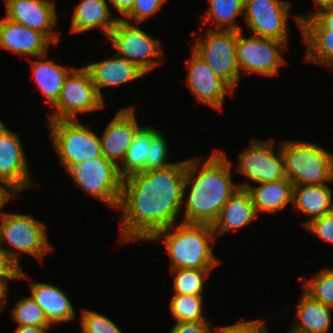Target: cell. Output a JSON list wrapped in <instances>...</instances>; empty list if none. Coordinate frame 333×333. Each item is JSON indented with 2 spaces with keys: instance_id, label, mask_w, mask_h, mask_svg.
Returning a JSON list of instances; mask_svg holds the SVG:
<instances>
[{
  "instance_id": "cell-1",
  "label": "cell",
  "mask_w": 333,
  "mask_h": 333,
  "mask_svg": "<svg viewBox=\"0 0 333 333\" xmlns=\"http://www.w3.org/2000/svg\"><path fill=\"white\" fill-rule=\"evenodd\" d=\"M187 160L162 169L145 170L123 179L118 209L121 210V240H148L175 225L182 209Z\"/></svg>"
},
{
  "instance_id": "cell-2",
  "label": "cell",
  "mask_w": 333,
  "mask_h": 333,
  "mask_svg": "<svg viewBox=\"0 0 333 333\" xmlns=\"http://www.w3.org/2000/svg\"><path fill=\"white\" fill-rule=\"evenodd\" d=\"M231 166L226 154L220 150H215L205 162L202 158L187 159L182 199L186 210L182 222L215 223L225 203L239 189V185L233 183ZM188 186L191 188L186 199Z\"/></svg>"
},
{
  "instance_id": "cell-3",
  "label": "cell",
  "mask_w": 333,
  "mask_h": 333,
  "mask_svg": "<svg viewBox=\"0 0 333 333\" xmlns=\"http://www.w3.org/2000/svg\"><path fill=\"white\" fill-rule=\"evenodd\" d=\"M215 237L212 225L181 222L157 232L150 240L163 238L171 269H214L220 263L210 246Z\"/></svg>"
},
{
  "instance_id": "cell-4",
  "label": "cell",
  "mask_w": 333,
  "mask_h": 333,
  "mask_svg": "<svg viewBox=\"0 0 333 333\" xmlns=\"http://www.w3.org/2000/svg\"><path fill=\"white\" fill-rule=\"evenodd\" d=\"M286 177L296 185L333 182V154L319 145L298 140L280 143Z\"/></svg>"
},
{
  "instance_id": "cell-5",
  "label": "cell",
  "mask_w": 333,
  "mask_h": 333,
  "mask_svg": "<svg viewBox=\"0 0 333 333\" xmlns=\"http://www.w3.org/2000/svg\"><path fill=\"white\" fill-rule=\"evenodd\" d=\"M79 121L48 122L54 148L66 171L73 165L102 156L100 137Z\"/></svg>"
},
{
  "instance_id": "cell-6",
  "label": "cell",
  "mask_w": 333,
  "mask_h": 333,
  "mask_svg": "<svg viewBox=\"0 0 333 333\" xmlns=\"http://www.w3.org/2000/svg\"><path fill=\"white\" fill-rule=\"evenodd\" d=\"M0 244H10L16 251L5 248L7 254L19 265L22 252L38 258L52 250L48 243L45 225L31 215L2 212L0 210Z\"/></svg>"
},
{
  "instance_id": "cell-7",
  "label": "cell",
  "mask_w": 333,
  "mask_h": 333,
  "mask_svg": "<svg viewBox=\"0 0 333 333\" xmlns=\"http://www.w3.org/2000/svg\"><path fill=\"white\" fill-rule=\"evenodd\" d=\"M67 172L87 194L118 209L123 178L119 167L103 155L71 166Z\"/></svg>"
},
{
  "instance_id": "cell-8",
  "label": "cell",
  "mask_w": 333,
  "mask_h": 333,
  "mask_svg": "<svg viewBox=\"0 0 333 333\" xmlns=\"http://www.w3.org/2000/svg\"><path fill=\"white\" fill-rule=\"evenodd\" d=\"M104 100L97 93L88 69H72L66 76L49 121L78 120L76 113L102 109Z\"/></svg>"
},
{
  "instance_id": "cell-9",
  "label": "cell",
  "mask_w": 333,
  "mask_h": 333,
  "mask_svg": "<svg viewBox=\"0 0 333 333\" xmlns=\"http://www.w3.org/2000/svg\"><path fill=\"white\" fill-rule=\"evenodd\" d=\"M202 39L201 36L196 39L192 50L208 64L217 77L235 91L241 78L236 55V31L209 27L205 40Z\"/></svg>"
},
{
  "instance_id": "cell-10",
  "label": "cell",
  "mask_w": 333,
  "mask_h": 333,
  "mask_svg": "<svg viewBox=\"0 0 333 333\" xmlns=\"http://www.w3.org/2000/svg\"><path fill=\"white\" fill-rule=\"evenodd\" d=\"M137 25L118 19L107 39L116 49L115 55L132 62L147 75L160 63L152 58H162L163 52L161 43Z\"/></svg>"
},
{
  "instance_id": "cell-11",
  "label": "cell",
  "mask_w": 333,
  "mask_h": 333,
  "mask_svg": "<svg viewBox=\"0 0 333 333\" xmlns=\"http://www.w3.org/2000/svg\"><path fill=\"white\" fill-rule=\"evenodd\" d=\"M287 44L256 35L246 38L242 36L241 30L236 31V55L240 73L255 72L269 77L278 75L279 67L287 64L281 55Z\"/></svg>"
},
{
  "instance_id": "cell-12",
  "label": "cell",
  "mask_w": 333,
  "mask_h": 333,
  "mask_svg": "<svg viewBox=\"0 0 333 333\" xmlns=\"http://www.w3.org/2000/svg\"><path fill=\"white\" fill-rule=\"evenodd\" d=\"M290 8L283 0H244V21L253 35L287 43Z\"/></svg>"
},
{
  "instance_id": "cell-13",
  "label": "cell",
  "mask_w": 333,
  "mask_h": 333,
  "mask_svg": "<svg viewBox=\"0 0 333 333\" xmlns=\"http://www.w3.org/2000/svg\"><path fill=\"white\" fill-rule=\"evenodd\" d=\"M273 140H253L239 154L237 171L256 183H268L287 178L281 148L275 153ZM277 155V156H276Z\"/></svg>"
},
{
  "instance_id": "cell-14",
  "label": "cell",
  "mask_w": 333,
  "mask_h": 333,
  "mask_svg": "<svg viewBox=\"0 0 333 333\" xmlns=\"http://www.w3.org/2000/svg\"><path fill=\"white\" fill-rule=\"evenodd\" d=\"M0 183L13 196L34 184L19 135L8 130L1 121Z\"/></svg>"
},
{
  "instance_id": "cell-15",
  "label": "cell",
  "mask_w": 333,
  "mask_h": 333,
  "mask_svg": "<svg viewBox=\"0 0 333 333\" xmlns=\"http://www.w3.org/2000/svg\"><path fill=\"white\" fill-rule=\"evenodd\" d=\"M191 54V57L185 60L189 67L187 86L199 102L222 112L225 95L233 96L234 90L217 77L208 64L193 50Z\"/></svg>"
},
{
  "instance_id": "cell-16",
  "label": "cell",
  "mask_w": 333,
  "mask_h": 333,
  "mask_svg": "<svg viewBox=\"0 0 333 333\" xmlns=\"http://www.w3.org/2000/svg\"><path fill=\"white\" fill-rule=\"evenodd\" d=\"M5 6V18L45 34L53 44L59 42L60 32L53 30L57 22L53 2L49 0H8Z\"/></svg>"
},
{
  "instance_id": "cell-17",
  "label": "cell",
  "mask_w": 333,
  "mask_h": 333,
  "mask_svg": "<svg viewBox=\"0 0 333 333\" xmlns=\"http://www.w3.org/2000/svg\"><path fill=\"white\" fill-rule=\"evenodd\" d=\"M134 111V107H129L117 112L100 137L102 155L117 166L120 161L122 164L128 148L143 127L138 125Z\"/></svg>"
},
{
  "instance_id": "cell-18",
  "label": "cell",
  "mask_w": 333,
  "mask_h": 333,
  "mask_svg": "<svg viewBox=\"0 0 333 333\" xmlns=\"http://www.w3.org/2000/svg\"><path fill=\"white\" fill-rule=\"evenodd\" d=\"M51 42L41 32L10 21L5 17L0 20V47L3 49L44 60L48 56Z\"/></svg>"
},
{
  "instance_id": "cell-19",
  "label": "cell",
  "mask_w": 333,
  "mask_h": 333,
  "mask_svg": "<svg viewBox=\"0 0 333 333\" xmlns=\"http://www.w3.org/2000/svg\"><path fill=\"white\" fill-rule=\"evenodd\" d=\"M113 57L101 62L94 61L85 65L91 75L97 93L103 100L102 87L121 85L146 76L132 62L115 54Z\"/></svg>"
},
{
  "instance_id": "cell-20",
  "label": "cell",
  "mask_w": 333,
  "mask_h": 333,
  "mask_svg": "<svg viewBox=\"0 0 333 333\" xmlns=\"http://www.w3.org/2000/svg\"><path fill=\"white\" fill-rule=\"evenodd\" d=\"M258 213L247 189H237L223 206L218 219L212 225L215 235L225 234L247 226Z\"/></svg>"
},
{
  "instance_id": "cell-21",
  "label": "cell",
  "mask_w": 333,
  "mask_h": 333,
  "mask_svg": "<svg viewBox=\"0 0 333 333\" xmlns=\"http://www.w3.org/2000/svg\"><path fill=\"white\" fill-rule=\"evenodd\" d=\"M30 290L31 297L51 325L74 320L76 315L71 301L60 288L46 283H31Z\"/></svg>"
},
{
  "instance_id": "cell-22",
  "label": "cell",
  "mask_w": 333,
  "mask_h": 333,
  "mask_svg": "<svg viewBox=\"0 0 333 333\" xmlns=\"http://www.w3.org/2000/svg\"><path fill=\"white\" fill-rule=\"evenodd\" d=\"M293 187L288 178L260 183L258 186H253L248 181L239 184V188L249 191L257 213L260 211L276 213L285 208L292 202Z\"/></svg>"
},
{
  "instance_id": "cell-23",
  "label": "cell",
  "mask_w": 333,
  "mask_h": 333,
  "mask_svg": "<svg viewBox=\"0 0 333 333\" xmlns=\"http://www.w3.org/2000/svg\"><path fill=\"white\" fill-rule=\"evenodd\" d=\"M111 10L107 0H82L75 8L71 32L81 33L99 28L108 37L119 18H111Z\"/></svg>"
},
{
  "instance_id": "cell-24",
  "label": "cell",
  "mask_w": 333,
  "mask_h": 333,
  "mask_svg": "<svg viewBox=\"0 0 333 333\" xmlns=\"http://www.w3.org/2000/svg\"><path fill=\"white\" fill-rule=\"evenodd\" d=\"M292 204L306 216H310L303 225L333 211L332 190L327 184L296 185L293 187Z\"/></svg>"
},
{
  "instance_id": "cell-25",
  "label": "cell",
  "mask_w": 333,
  "mask_h": 333,
  "mask_svg": "<svg viewBox=\"0 0 333 333\" xmlns=\"http://www.w3.org/2000/svg\"><path fill=\"white\" fill-rule=\"evenodd\" d=\"M301 300L296 305L297 313L295 322L289 332L291 333H328L333 308L324 305L321 301L314 300L304 291Z\"/></svg>"
},
{
  "instance_id": "cell-26",
  "label": "cell",
  "mask_w": 333,
  "mask_h": 333,
  "mask_svg": "<svg viewBox=\"0 0 333 333\" xmlns=\"http://www.w3.org/2000/svg\"><path fill=\"white\" fill-rule=\"evenodd\" d=\"M35 79V84L41 89L48 104L52 106L57 102L64 80L73 69L70 65L62 66L52 61H41L29 59Z\"/></svg>"
},
{
  "instance_id": "cell-27",
  "label": "cell",
  "mask_w": 333,
  "mask_h": 333,
  "mask_svg": "<svg viewBox=\"0 0 333 333\" xmlns=\"http://www.w3.org/2000/svg\"><path fill=\"white\" fill-rule=\"evenodd\" d=\"M151 141V126H143L128 148L126 157L119 167V174L125 177L148 170V157Z\"/></svg>"
},
{
  "instance_id": "cell-28",
  "label": "cell",
  "mask_w": 333,
  "mask_h": 333,
  "mask_svg": "<svg viewBox=\"0 0 333 333\" xmlns=\"http://www.w3.org/2000/svg\"><path fill=\"white\" fill-rule=\"evenodd\" d=\"M307 43L305 60L333 67V31H301Z\"/></svg>"
},
{
  "instance_id": "cell-29",
  "label": "cell",
  "mask_w": 333,
  "mask_h": 333,
  "mask_svg": "<svg viewBox=\"0 0 333 333\" xmlns=\"http://www.w3.org/2000/svg\"><path fill=\"white\" fill-rule=\"evenodd\" d=\"M209 4L205 18L214 21L216 30H222L224 27L225 30H241L235 19L237 15L244 14V0H209Z\"/></svg>"
},
{
  "instance_id": "cell-30",
  "label": "cell",
  "mask_w": 333,
  "mask_h": 333,
  "mask_svg": "<svg viewBox=\"0 0 333 333\" xmlns=\"http://www.w3.org/2000/svg\"><path fill=\"white\" fill-rule=\"evenodd\" d=\"M203 299L202 295L173 294L169 306L176 322L207 321L203 316Z\"/></svg>"
},
{
  "instance_id": "cell-31",
  "label": "cell",
  "mask_w": 333,
  "mask_h": 333,
  "mask_svg": "<svg viewBox=\"0 0 333 333\" xmlns=\"http://www.w3.org/2000/svg\"><path fill=\"white\" fill-rule=\"evenodd\" d=\"M213 269H171L175 274L174 293L202 295L205 279Z\"/></svg>"
},
{
  "instance_id": "cell-32",
  "label": "cell",
  "mask_w": 333,
  "mask_h": 333,
  "mask_svg": "<svg viewBox=\"0 0 333 333\" xmlns=\"http://www.w3.org/2000/svg\"><path fill=\"white\" fill-rule=\"evenodd\" d=\"M303 291L311 298L321 301L324 305L333 308V268H325L319 271L309 281L303 278Z\"/></svg>"
},
{
  "instance_id": "cell-33",
  "label": "cell",
  "mask_w": 333,
  "mask_h": 333,
  "mask_svg": "<svg viewBox=\"0 0 333 333\" xmlns=\"http://www.w3.org/2000/svg\"><path fill=\"white\" fill-rule=\"evenodd\" d=\"M12 319L18 326L50 327L43 310L31 296L19 300L12 310Z\"/></svg>"
},
{
  "instance_id": "cell-34",
  "label": "cell",
  "mask_w": 333,
  "mask_h": 333,
  "mask_svg": "<svg viewBox=\"0 0 333 333\" xmlns=\"http://www.w3.org/2000/svg\"><path fill=\"white\" fill-rule=\"evenodd\" d=\"M301 31H333V5L319 7L306 16H295Z\"/></svg>"
},
{
  "instance_id": "cell-35",
  "label": "cell",
  "mask_w": 333,
  "mask_h": 333,
  "mask_svg": "<svg viewBox=\"0 0 333 333\" xmlns=\"http://www.w3.org/2000/svg\"><path fill=\"white\" fill-rule=\"evenodd\" d=\"M168 143L156 128L151 127L150 153L148 157V170L162 169L174 164L167 162L169 148Z\"/></svg>"
},
{
  "instance_id": "cell-36",
  "label": "cell",
  "mask_w": 333,
  "mask_h": 333,
  "mask_svg": "<svg viewBox=\"0 0 333 333\" xmlns=\"http://www.w3.org/2000/svg\"><path fill=\"white\" fill-rule=\"evenodd\" d=\"M81 315L82 333H123L112 320L95 311L84 309Z\"/></svg>"
},
{
  "instance_id": "cell-37",
  "label": "cell",
  "mask_w": 333,
  "mask_h": 333,
  "mask_svg": "<svg viewBox=\"0 0 333 333\" xmlns=\"http://www.w3.org/2000/svg\"><path fill=\"white\" fill-rule=\"evenodd\" d=\"M29 279L26 273L22 270L21 266L18 265L7 252L5 247L0 244V284H2L7 290V281L9 280H20L24 278Z\"/></svg>"
},
{
  "instance_id": "cell-38",
  "label": "cell",
  "mask_w": 333,
  "mask_h": 333,
  "mask_svg": "<svg viewBox=\"0 0 333 333\" xmlns=\"http://www.w3.org/2000/svg\"><path fill=\"white\" fill-rule=\"evenodd\" d=\"M164 2L165 0H135L133 9L123 20L128 22L133 19L134 24H139L155 14Z\"/></svg>"
},
{
  "instance_id": "cell-39",
  "label": "cell",
  "mask_w": 333,
  "mask_h": 333,
  "mask_svg": "<svg viewBox=\"0 0 333 333\" xmlns=\"http://www.w3.org/2000/svg\"><path fill=\"white\" fill-rule=\"evenodd\" d=\"M304 227L309 232L333 244V211L311 220Z\"/></svg>"
},
{
  "instance_id": "cell-40",
  "label": "cell",
  "mask_w": 333,
  "mask_h": 333,
  "mask_svg": "<svg viewBox=\"0 0 333 333\" xmlns=\"http://www.w3.org/2000/svg\"><path fill=\"white\" fill-rule=\"evenodd\" d=\"M267 327L263 320L255 319L239 321L224 327H216L215 333H269Z\"/></svg>"
},
{
  "instance_id": "cell-41",
  "label": "cell",
  "mask_w": 333,
  "mask_h": 333,
  "mask_svg": "<svg viewBox=\"0 0 333 333\" xmlns=\"http://www.w3.org/2000/svg\"><path fill=\"white\" fill-rule=\"evenodd\" d=\"M209 321L177 322L169 333H214Z\"/></svg>"
},
{
  "instance_id": "cell-42",
  "label": "cell",
  "mask_w": 333,
  "mask_h": 333,
  "mask_svg": "<svg viewBox=\"0 0 333 333\" xmlns=\"http://www.w3.org/2000/svg\"><path fill=\"white\" fill-rule=\"evenodd\" d=\"M124 19L133 9L135 0H108Z\"/></svg>"
},
{
  "instance_id": "cell-43",
  "label": "cell",
  "mask_w": 333,
  "mask_h": 333,
  "mask_svg": "<svg viewBox=\"0 0 333 333\" xmlns=\"http://www.w3.org/2000/svg\"><path fill=\"white\" fill-rule=\"evenodd\" d=\"M50 327L17 326L14 333H48Z\"/></svg>"
},
{
  "instance_id": "cell-44",
  "label": "cell",
  "mask_w": 333,
  "mask_h": 333,
  "mask_svg": "<svg viewBox=\"0 0 333 333\" xmlns=\"http://www.w3.org/2000/svg\"><path fill=\"white\" fill-rule=\"evenodd\" d=\"M13 197L14 196L0 184V210H2L7 201L13 199Z\"/></svg>"
},
{
  "instance_id": "cell-45",
  "label": "cell",
  "mask_w": 333,
  "mask_h": 333,
  "mask_svg": "<svg viewBox=\"0 0 333 333\" xmlns=\"http://www.w3.org/2000/svg\"><path fill=\"white\" fill-rule=\"evenodd\" d=\"M7 292V289L2 284H0V313L2 311V308L4 309L5 307H7Z\"/></svg>"
},
{
  "instance_id": "cell-46",
  "label": "cell",
  "mask_w": 333,
  "mask_h": 333,
  "mask_svg": "<svg viewBox=\"0 0 333 333\" xmlns=\"http://www.w3.org/2000/svg\"><path fill=\"white\" fill-rule=\"evenodd\" d=\"M313 1L319 7L333 5V0H313Z\"/></svg>"
}]
</instances>
